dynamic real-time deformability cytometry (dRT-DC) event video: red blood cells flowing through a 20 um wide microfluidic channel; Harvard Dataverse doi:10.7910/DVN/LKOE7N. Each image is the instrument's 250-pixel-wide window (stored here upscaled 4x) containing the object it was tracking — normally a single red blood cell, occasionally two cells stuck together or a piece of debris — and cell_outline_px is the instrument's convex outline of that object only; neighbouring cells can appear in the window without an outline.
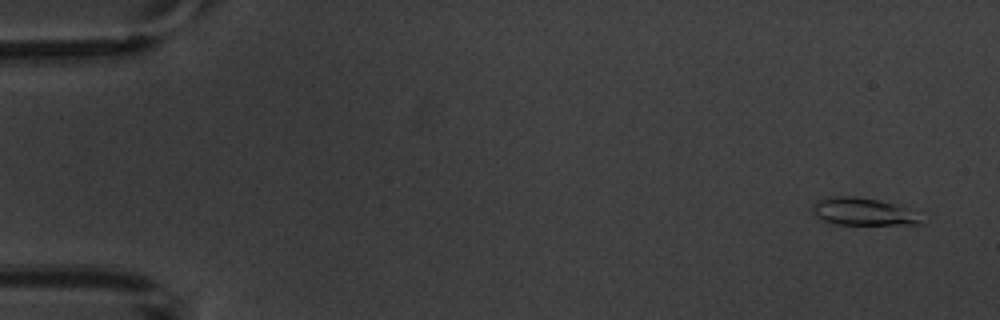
{"species": "common noctule bat (a hibernating species)", "species_latin": "Nyctalus noctula", "temperature_condition": "warm", "stored_images_in_passage": 4, "camera_frame_rate_fps": 3000, "um_per_image_px": 0.085, "animal": {"sex": "male", "body_mass_g": 20.1, "forearm_length_mm": 53.5}, "frame": {"image": 1, "passage_image": 1, "time_ms": 0.0, "image_size_px": [1000, 320], "cell_outline_px": [[924, 224], [836, 224], [824, 220], [816, 216], [812, 212], [812, 204], [816, 200], [836, 196], [856, 196], [880, 200], [892, 204], [900, 208]], "centroid_in_image_um": [73.14, 17.98], "position_along_channel_um": 11.9, "area_um2": 16.47}}